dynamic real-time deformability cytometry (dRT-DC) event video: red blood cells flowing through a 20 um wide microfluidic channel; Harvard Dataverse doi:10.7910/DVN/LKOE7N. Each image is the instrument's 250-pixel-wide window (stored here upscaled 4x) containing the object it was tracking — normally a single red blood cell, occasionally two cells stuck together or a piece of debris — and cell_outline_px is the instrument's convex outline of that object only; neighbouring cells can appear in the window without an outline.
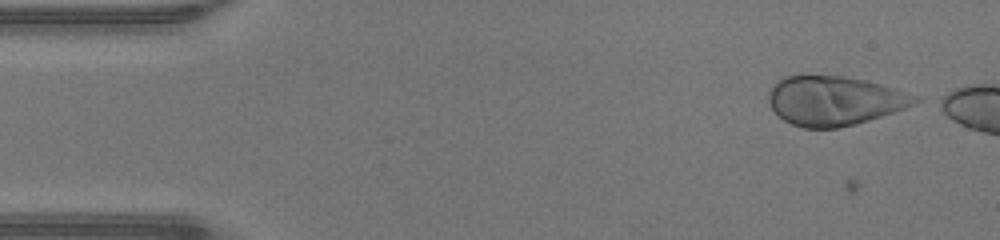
{"species": "human", "species_latin": "Homo sapiens", "temperature_condition": "warm", "stored_images_in_passage": 4, "camera_frame_rate_fps": 3000, "um_per_image_px": 0.085, "donor": {"sex": "male"}, "frame": {"image": 1, "passage_image": 1, "time_ms": 0.0, "image_size_px": [1000, 240], "cell_outline_px": [[924, 100], [904, 108], [856, 124], [836, 128], [804, 128], [792, 124], [784, 120], [772, 108], [768, 100], [768, 92], [776, 80], [784, 76], [804, 72], [844, 76], [864, 80], [896, 88], [920, 96]], "centroid_in_image_um": [70.9, 8.51], "position_along_channel_um": 14.1, "area_um2": 42.89}}